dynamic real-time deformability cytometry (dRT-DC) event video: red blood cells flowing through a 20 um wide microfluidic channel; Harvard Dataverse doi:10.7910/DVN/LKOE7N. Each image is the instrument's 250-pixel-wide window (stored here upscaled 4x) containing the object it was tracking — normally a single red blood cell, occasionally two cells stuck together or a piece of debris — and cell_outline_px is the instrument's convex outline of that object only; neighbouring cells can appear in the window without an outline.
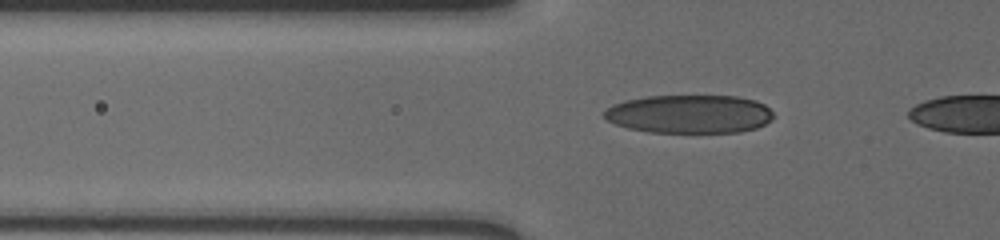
{"species": "human", "species_latin": "Homo sapiens", "temperature_condition": "cold", "stored_images_in_passage": 5, "camera_frame_rate_fps": 3000, "um_per_image_px": 0.085, "donor": {"sex": "male"}, "frame": {"image": 1, "passage_image": 3, "time_ms": 0.667, "image_size_px": [1000, 240], "cell_outline_px": [[772, 120], [756, 128], [740, 132], [648, 132], [628, 128], [616, 124], [608, 120], [604, 116], [604, 112], [612, 104], [624, 100], [648, 96], [736, 96], [756, 100], [764, 104], [772, 112]], "centroid_in_image_um": [58.6, 9.69], "position_along_channel_um": 67.2, "area_um2": 37.86}}